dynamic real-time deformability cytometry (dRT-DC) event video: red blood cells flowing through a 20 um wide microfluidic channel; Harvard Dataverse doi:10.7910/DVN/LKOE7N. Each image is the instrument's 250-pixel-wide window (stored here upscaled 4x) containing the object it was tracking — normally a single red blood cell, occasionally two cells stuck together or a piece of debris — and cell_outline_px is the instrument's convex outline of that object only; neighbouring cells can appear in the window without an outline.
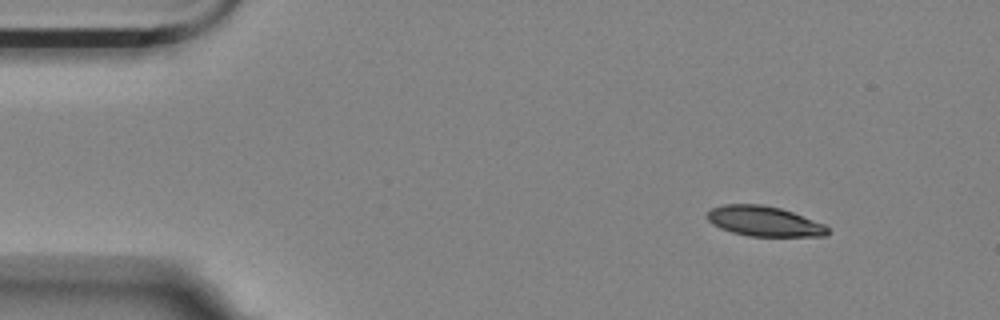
{"species": "Egyptian fruit bat (a non-hibernating species)", "species_latin": "Rousettus aegyptiacus", "temperature_condition": "room temperature", "stored_images_in_passage": 9, "camera_frame_rate_fps": 3000, "um_per_image_px": 0.085, "animal": {"sex": "female"}, "frame": {"image": 1, "passage_image": 1, "time_ms": 0.0, "image_size_px": [1000, 320], "cell_outline_px": [[828, 232], [824, 236], [748, 236], [732, 232], [720, 228], [712, 224], [704, 216], [712, 208], [724, 204], [760, 204], [780, 208], [792, 212], [824, 224], [828, 228]], "centroid_in_image_um": [64.9, 18.8], "position_along_channel_um": 20.1, "area_um2": 21.04}}
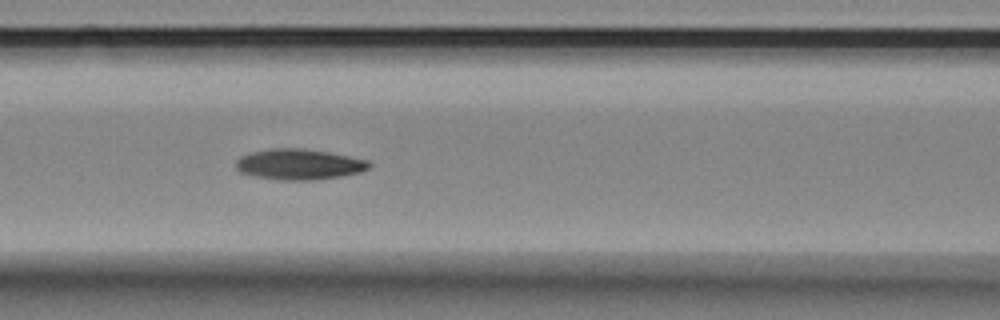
{"frame": {"image": 2, "passage_image": 6, "time_ms": 5.667, "image_size_px": [1000, 320], "cell_outline_px": [[372, 164], [368, 168], [360, 172], [344, 176], [316, 180], [280, 180], [252, 176], [240, 172], [236, 168], [236, 160], [240, 156], [252, 152], [268, 148], [300, 148], [328, 152], [368, 160]], "centroid_in_image_um": [25.41, 13.97], "position_along_channel_um": 141.2, "area_um2": 23.99}}
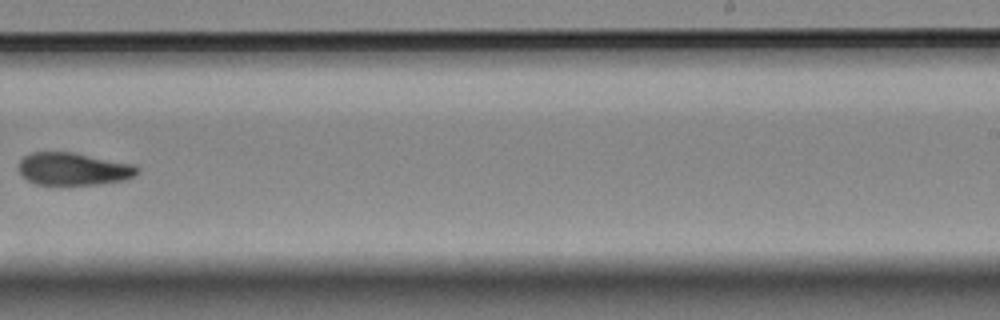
{"frame": {"image": 3, "passage_image": 9, "time_ms": 9.667, "image_size_px": [1000, 320], "cell_outline_px": [[140, 172], [136, 176], [124, 180], [100, 184], [32, 184], [20, 176], [16, 168], [16, 164], [28, 152], [72, 152], [136, 164], [140, 168]], "centroid_in_image_um": [6.21, 14.35], "position_along_channel_um": 282.8, "area_um2": 23.12}}